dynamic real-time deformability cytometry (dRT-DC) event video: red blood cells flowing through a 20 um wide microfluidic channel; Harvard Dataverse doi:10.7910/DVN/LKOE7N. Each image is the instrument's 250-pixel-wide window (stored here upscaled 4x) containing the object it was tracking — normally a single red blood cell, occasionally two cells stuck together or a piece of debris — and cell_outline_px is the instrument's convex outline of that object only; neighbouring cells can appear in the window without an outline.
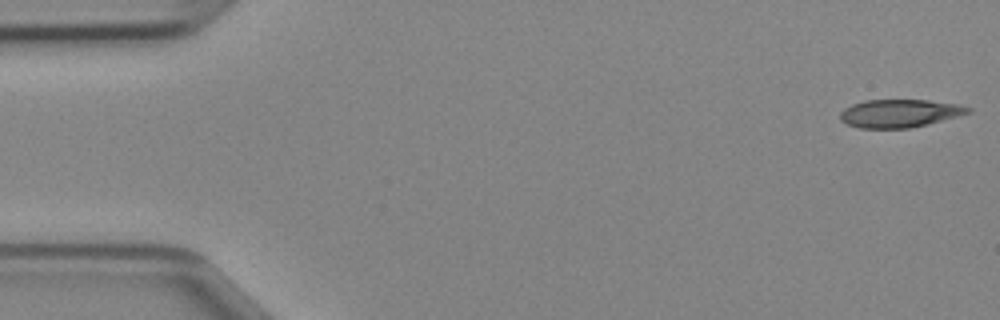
{"species": "Egyptian fruit bat (a non-hibernating species)", "species_latin": "Rousettus aegyptiacus", "temperature_condition": "cold", "stored_images_in_passage": 46, "camera_frame_rate_fps": 3000, "um_per_image_px": 0.085, "animal": {"sex": "female"}, "frame": {"image": 1, "passage_image": 1, "time_ms": 0.0, "image_size_px": [1000, 320], "cell_outline_px": [[972, 112], [928, 124], [908, 128], [860, 128], [848, 124], [840, 120], [840, 112], [844, 108], [852, 104], [864, 100], [928, 100], [956, 104], [972, 108]], "centroid_in_image_um": [76.45, 9.63], "position_along_channel_um": 8.6, "area_um2": 20.81}}
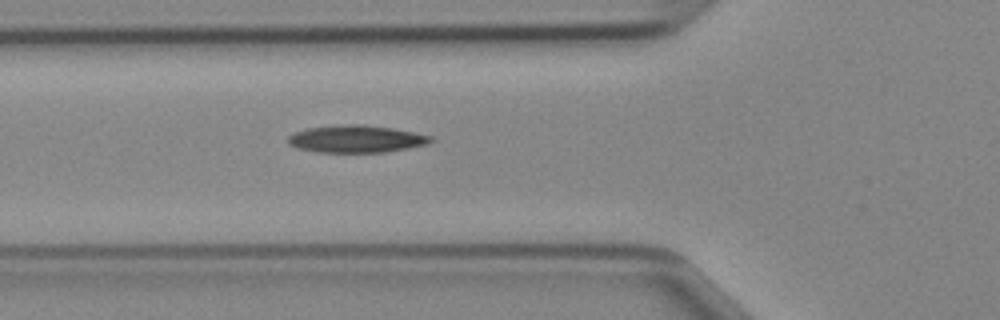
{"frame": {"image": 2, "passage_image": 16, "time_ms": 5.0, "image_size_px": [1000, 320], "cell_outline_px": [[436, 140], [428, 144], [408, 148], [384, 152], [320, 152], [296, 148], [288, 144], [288, 136], [292, 132], [308, 128], [340, 124], [364, 124], [392, 128], [432, 136]], "centroid_in_image_um": [30.27, 11.8], "position_along_channel_um": 95.5, "area_um2": 22.89}}
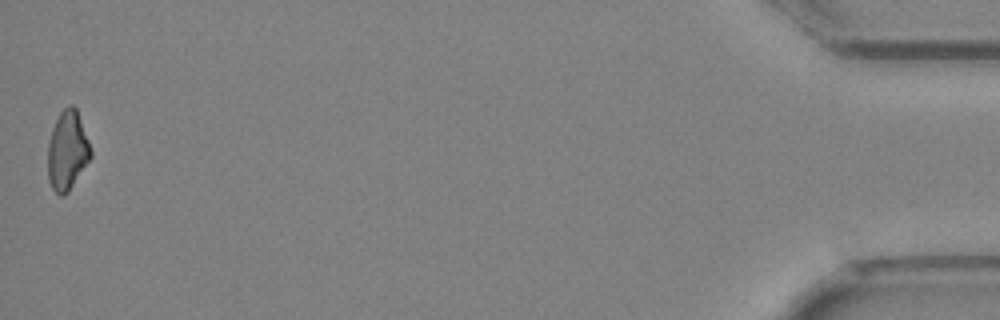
{"frame": {"image": 3, "passage_image": 46, "time_ms": 15.0, "image_size_px": [1000, 320], "cell_outline_px": [[92, 156], [68, 192], [64, 196], [60, 196], [52, 188], [48, 180], [48, 140], [52, 128], [60, 112], [68, 104], [72, 104], [76, 108], [88, 140], [92, 152]], "centroid_in_image_um": [5.71, 12.8], "position_along_channel_um": 429.5, "area_um2": 19.77}}